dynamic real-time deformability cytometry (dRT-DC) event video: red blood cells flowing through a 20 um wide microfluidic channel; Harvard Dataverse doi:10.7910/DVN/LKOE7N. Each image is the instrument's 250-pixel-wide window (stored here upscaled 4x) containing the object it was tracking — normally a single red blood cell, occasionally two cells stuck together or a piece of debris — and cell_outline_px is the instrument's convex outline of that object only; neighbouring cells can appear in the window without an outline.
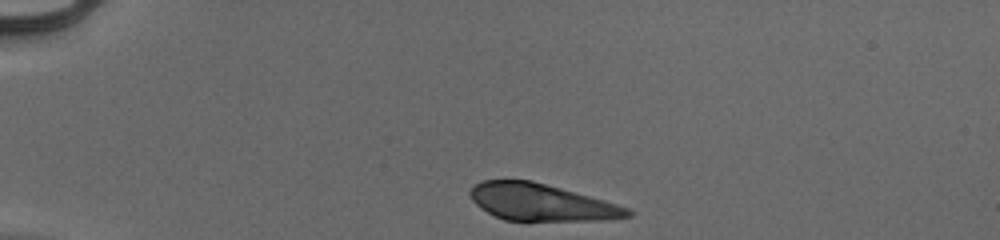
{"species": "human", "species_latin": "Homo sapiens", "temperature_condition": "cold", "stored_images_in_passage": 41, "camera_frame_rate_fps": 3000, "um_per_image_px": 0.085, "donor": {"sex": "male"}, "frame": {"image": 1, "passage_image": 1, "time_ms": 0.0, "image_size_px": [1000, 240], "cell_outline_px": [[632, 216], [604, 220], [504, 220], [480, 208], [472, 200], [468, 192], [476, 184], [484, 180], [532, 180], [604, 200], [628, 208], [632, 212]], "centroid_in_image_um": [45.99, 17.19], "position_along_channel_um": 39.0, "area_um2": 33.52}}
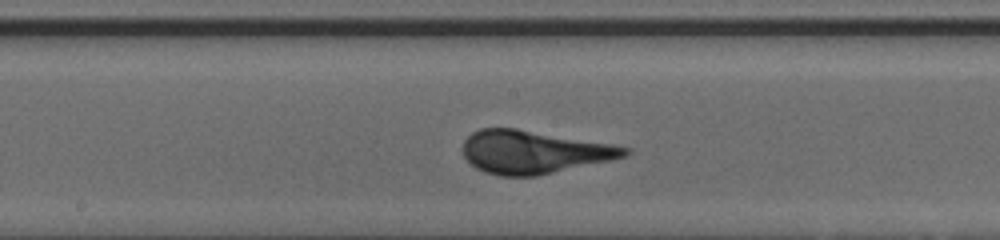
{"frame": {"image": 2, "passage_image": 18, "time_ms": 5.667, "image_size_px": [1000, 240], "cell_outline_px": [[632, 152], [628, 156], [536, 176], [500, 176], [484, 172], [476, 168], [464, 156], [464, 140], [472, 132], [480, 128], [516, 128], [612, 144], [632, 148]], "centroid_in_image_um": [45.38, 12.92], "position_along_channel_um": 202.8, "area_um2": 40.46}}
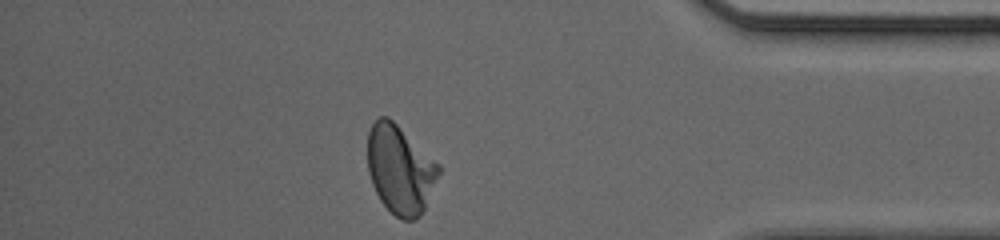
{"frame": {"image": 3, "passage_image": 35, "time_ms": 11.333, "image_size_px": [1000, 240], "cell_outline_px": [[440, 172], [424, 208], [420, 216], [412, 220], [400, 220], [380, 200], [372, 184], [368, 172], [368, 132], [372, 124], [380, 116], [388, 116], [440, 164]], "centroid_in_image_um": [34.0, 14.39], "position_along_channel_um": 401.2, "area_um2": 36.41}, "authors_computed_cell_mechanics": {"area_um2": 38.5526, "velocity_mm_per_s": 3.9415, "shape_relaxation_time_tau1_ms": 3.1023, "shape_relaxation_time_tau2_ms": null, "deformation_change_tau1": 0.1149, "deformation_change_tau2": null}}